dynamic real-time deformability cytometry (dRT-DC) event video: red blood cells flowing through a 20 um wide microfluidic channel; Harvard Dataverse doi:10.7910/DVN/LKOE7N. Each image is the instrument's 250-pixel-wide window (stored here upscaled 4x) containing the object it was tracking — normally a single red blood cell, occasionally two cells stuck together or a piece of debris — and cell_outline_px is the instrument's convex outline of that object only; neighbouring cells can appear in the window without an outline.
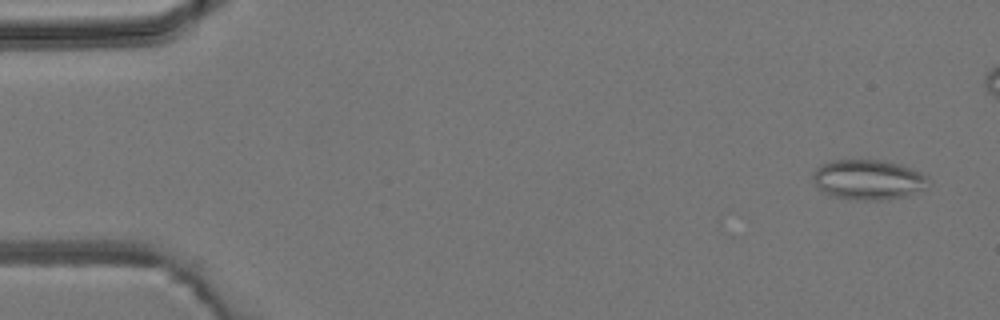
{"species": "common noctule bat (a hibernating species)", "species_latin": "Nyctalus noctula", "temperature_condition": "room temperature", "stored_images_in_passage": 6, "camera_frame_rate_fps": 3000, "um_per_image_px": 0.085, "animal": {"sex": "male", "body_mass_g": 19.2, "forearm_length_mm": 51.8}, "frame": {"image": 1, "passage_image": 1, "time_ms": 0.0, "image_size_px": [1000, 320], "cell_outline_px": [[932, 184], [908, 196], [888, 200], [848, 200], [832, 196], [824, 192], [816, 184], [812, 176], [812, 172], [820, 164], [832, 160], [888, 160], [912, 168], [928, 176]], "centroid_in_image_um": [73.84, 15.27], "position_along_channel_um": 11.2, "area_um2": 27.51}}